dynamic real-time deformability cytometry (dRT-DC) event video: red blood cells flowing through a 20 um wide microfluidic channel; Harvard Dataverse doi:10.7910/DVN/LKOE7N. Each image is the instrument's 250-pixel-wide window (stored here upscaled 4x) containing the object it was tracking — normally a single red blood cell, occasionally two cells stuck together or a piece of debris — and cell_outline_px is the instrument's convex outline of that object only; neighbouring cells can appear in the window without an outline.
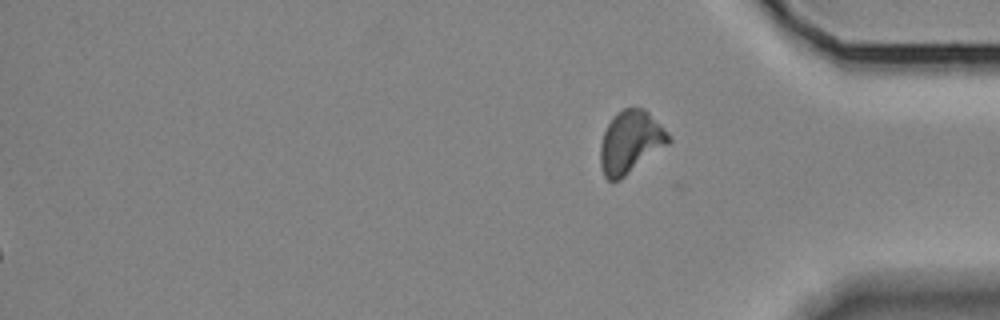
{"species": "Egyptian fruit bat (a non-hibernating species)", "species_latin": "Rousettus aegyptiacus", "temperature_condition": "room temperature", "stored_images_in_passage": 30, "segment_of_instrument_passage": [2, 2], "camera_frame_rate_fps": 3000, "um_per_image_px": 0.085, "animal": {"sex": "female"}, "frame": {"image": 1, "passage_image": 30, "time_ms": 9.667, "image_size_px": [1000, 320], "cell_outline_px": [[672, 140], [668, 144], [620, 180], [608, 180], [604, 176], [600, 164], [600, 144], [604, 132], [608, 124], [616, 112], [624, 108], [644, 108], [668, 132]], "centroid_in_image_um": [53.58, 12.07], "position_along_channel_um": 381.6, "area_um2": 24.74}}